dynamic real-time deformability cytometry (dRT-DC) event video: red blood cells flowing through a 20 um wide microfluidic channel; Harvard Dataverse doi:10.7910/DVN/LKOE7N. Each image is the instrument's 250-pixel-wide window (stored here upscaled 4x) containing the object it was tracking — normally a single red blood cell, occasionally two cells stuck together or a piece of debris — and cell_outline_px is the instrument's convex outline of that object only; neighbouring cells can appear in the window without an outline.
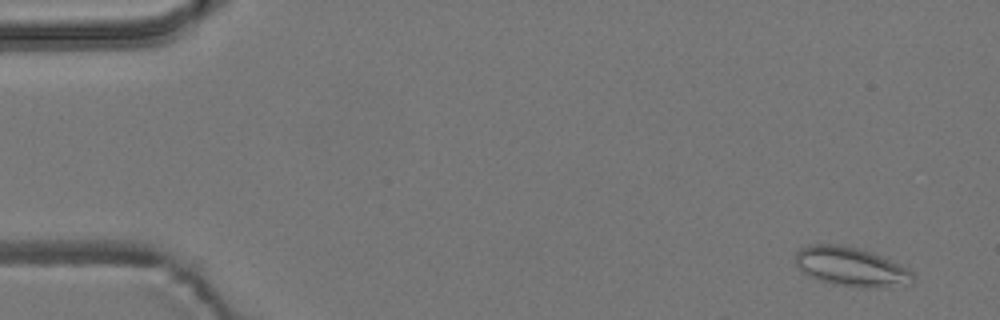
{"species": "common noctule bat (a hibernating species)", "species_latin": "Nyctalus noctula", "temperature_condition": "room temperature", "stored_images_in_passage": 10, "camera_frame_rate_fps": 3000, "um_per_image_px": 0.085, "animal": {"sex": "male", "body_mass_g": 19.2, "forearm_length_mm": 51.8}, "frame": {"image": 1, "passage_image": 4, "time_ms": 1.0, "image_size_px": [1000, 320], "cell_outline_px": [[916, 280], [912, 284], [832, 284], [808, 276], [796, 268], [796, 252], [800, 248], [812, 244], [840, 244], [860, 248], [872, 252], [912, 272], [916, 276]], "centroid_in_image_um": [72.23, 22.6], "position_along_channel_um": 12.8, "area_um2": 25.66}}